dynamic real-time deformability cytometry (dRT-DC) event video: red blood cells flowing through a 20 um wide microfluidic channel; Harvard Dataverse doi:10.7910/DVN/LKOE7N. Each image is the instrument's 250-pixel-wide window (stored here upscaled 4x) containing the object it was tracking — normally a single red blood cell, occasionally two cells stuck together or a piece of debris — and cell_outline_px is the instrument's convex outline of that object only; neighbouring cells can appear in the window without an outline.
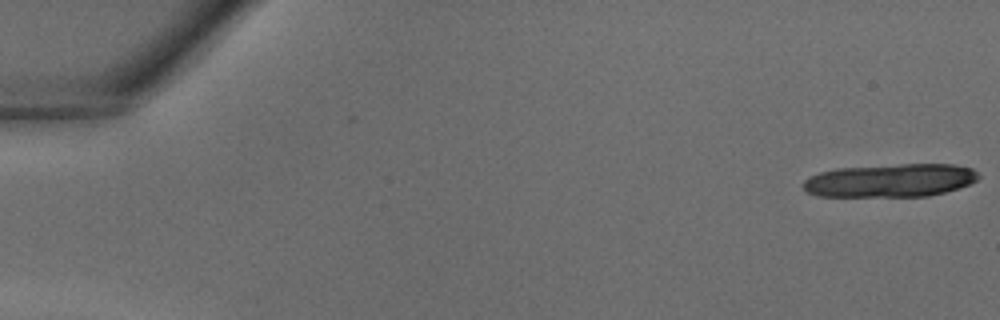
{"species": "common noctule bat (a hibernating species)", "species_latin": "Nyctalus noctula", "temperature_condition": "warm", "stored_images_in_passage": 16, "camera_frame_rate_fps": 3000, "um_per_image_px": 0.085, "animal": {"sex": "male", "body_mass_g": 18.8}, "frame": {"image": 1, "passage_image": 1, "time_ms": 0.0, "image_size_px": [1000, 320], "cell_outline_px": [[980, 176], [976, 180], [968, 184], [944, 192], [928, 196], [816, 196], [808, 192], [800, 184], [808, 176], [820, 172], [836, 168], [900, 164], [956, 164], [972, 168]], "centroid_in_image_um": [75.63, 15.33], "position_along_channel_um": 9.4, "area_um2": 33.99}}
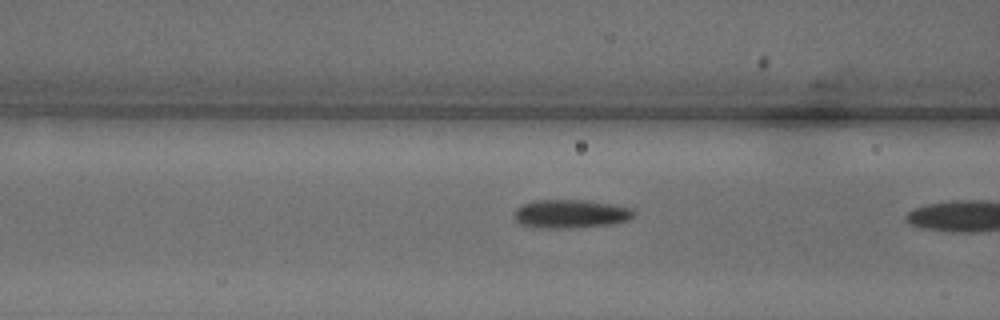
{"frame": {"image": 2, "passage_image": 15, "time_ms": 4.667, "image_size_px": [1000, 320], "cell_outline_px": [[636, 212], [628, 220], [612, 224], [568, 228], [540, 228], [520, 224], [516, 220], [516, 208], [532, 200], [584, 200], [612, 204], [632, 208]], "centroid_in_image_um": [48.52, 18.17], "position_along_channel_um": 118.1, "area_um2": 19.77}}